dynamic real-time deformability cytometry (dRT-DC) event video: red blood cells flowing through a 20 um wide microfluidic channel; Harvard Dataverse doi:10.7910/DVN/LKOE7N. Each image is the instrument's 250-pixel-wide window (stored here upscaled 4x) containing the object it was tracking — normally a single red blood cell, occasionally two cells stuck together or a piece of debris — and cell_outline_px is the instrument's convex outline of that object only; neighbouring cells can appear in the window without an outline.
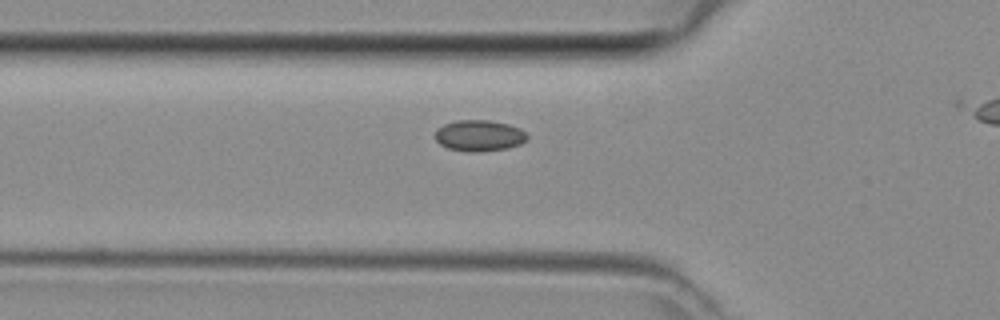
{"species": "common noctule bat (a hibernating species)", "species_latin": "Nyctalus noctula", "temperature_condition": "room temperature", "stored_images_in_passage": 27, "camera_frame_rate_fps": 3000, "um_per_image_px": 0.085, "animal": {"sex": "female", "body_mass_g": 29.2, "forearm_length_mm": 56.3}, "frame": {"image": 1, "passage_image": 5, "time_ms": 1.333, "image_size_px": [1000, 320], "cell_outline_px": [[528, 136], [520, 144], [508, 148], [480, 152], [468, 152], [448, 148], [440, 144], [436, 140], [436, 128], [444, 124], [456, 120], [488, 120], [508, 124], [520, 128]], "centroid_in_image_um": [40.71, 11.53], "position_along_channel_um": 85.1, "area_um2": 16.7}}
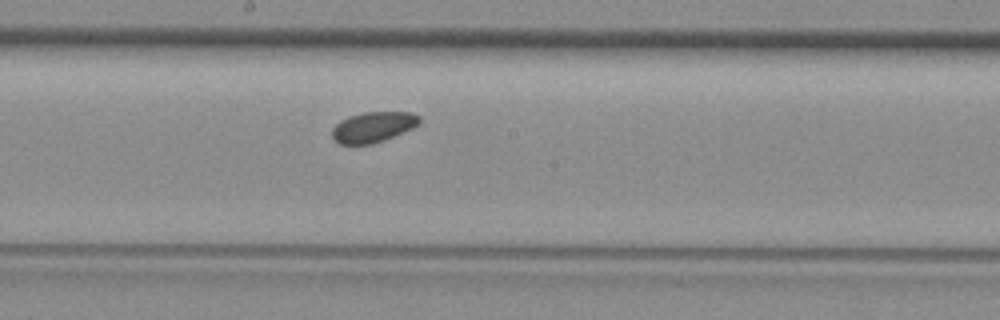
{"frame": {"image": 2, "passage_image": 14, "time_ms": 4.333, "image_size_px": [1000, 320], "cell_outline_px": [[420, 124], [412, 128], [384, 140], [372, 144], [340, 144], [332, 136], [332, 128], [340, 120], [348, 116], [364, 112], [412, 112], [420, 116]], "centroid_in_image_um": [31.72, 10.78], "position_along_channel_um": 216.5, "area_um2": 15.49}}
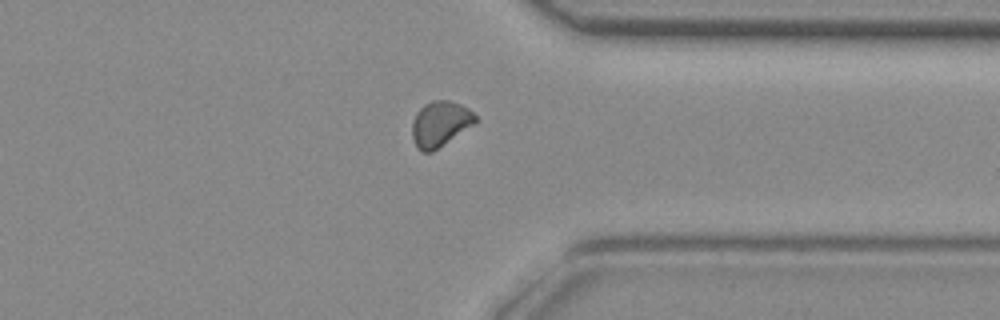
{"frame": {"image": 3, "passage_image": 25, "time_ms": 8.0, "image_size_px": [1000, 320], "cell_outline_px": [[476, 120], [472, 124], [432, 152], [424, 152], [416, 148], [412, 136], [412, 120], [416, 112], [424, 104], [432, 100], [448, 100], [460, 104], [468, 108], [476, 116]], "centroid_in_image_um": [37.35, 10.51], "position_along_channel_um": 374.0, "area_um2": 16.47}}